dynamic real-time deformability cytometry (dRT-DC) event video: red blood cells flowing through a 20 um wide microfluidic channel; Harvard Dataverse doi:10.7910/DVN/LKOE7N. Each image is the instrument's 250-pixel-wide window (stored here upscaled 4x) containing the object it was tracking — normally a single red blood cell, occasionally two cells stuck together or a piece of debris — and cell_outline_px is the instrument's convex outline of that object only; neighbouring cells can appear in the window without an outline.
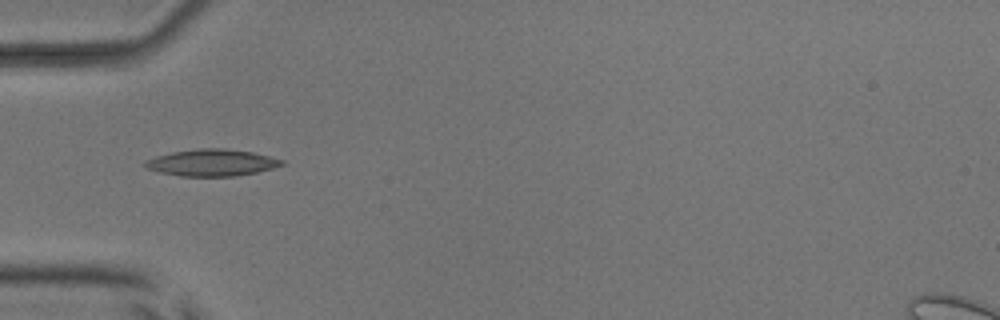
{"species": "common noctule bat (a hibernating species)", "species_latin": "Nyctalus noctula", "temperature_condition": "room temperature", "stored_images_in_passage": 8, "camera_frame_rate_fps": 3000, "um_per_image_px": 0.085, "animal": {"sex": "male", "body_mass_g": 17.9, "forearm_length_mm": 54.2}, "frame": {"image": 1, "passage_image": 5, "time_ms": 5.333, "image_size_px": [1000, 320], "cell_outline_px": [[284, 164], [272, 168], [256, 172], [232, 176], [180, 176], [160, 172], [148, 168], [144, 164], [144, 160], [156, 156], [172, 152], [200, 148], [224, 148], [252, 152], [284, 160]], "centroid_in_image_um": [17.99, 13.82], "position_along_channel_um": 67.0, "area_um2": 21.1}}
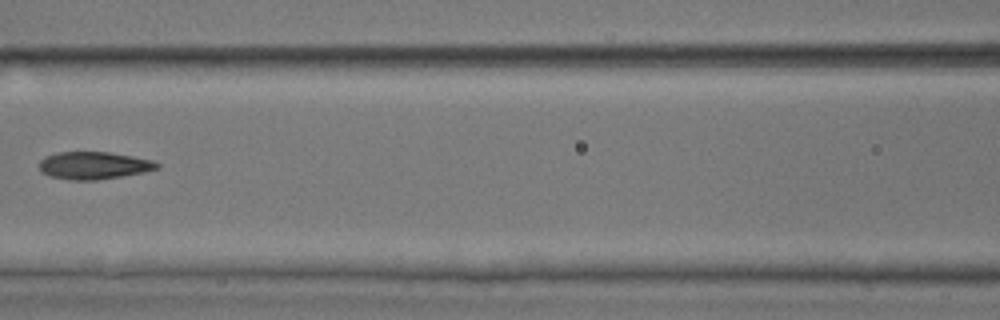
{"frame": {"image": 2, "passage_image": 7, "time_ms": 7.667, "image_size_px": [1000, 320], "cell_outline_px": [[160, 168], [144, 172], [96, 180], [68, 180], [52, 176], [40, 172], [40, 160], [44, 156], [56, 152], [108, 152], [132, 156], [152, 160], [160, 164]], "centroid_in_image_um": [7.96, 14.06], "position_along_channel_um": 158.6, "area_um2": 18.84}}
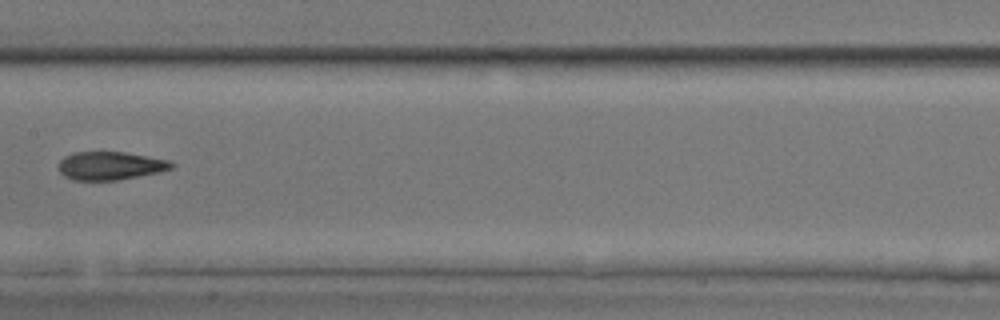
{"frame": {"image": 3, "passage_image": 8, "time_ms": 8.667, "image_size_px": [1000, 320], "cell_outline_px": [[176, 164], [172, 168], [160, 172], [116, 180], [72, 180], [64, 176], [60, 172], [60, 160], [64, 156], [72, 152], [124, 152], [148, 156], [168, 160]], "centroid_in_image_um": [9.38, 14.08], "position_along_channel_um": 198.0, "area_um2": 18.55}}